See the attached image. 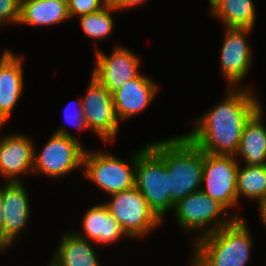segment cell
I'll return each instance as SVG.
<instances>
[{
    "instance_id": "obj_15",
    "label": "cell",
    "mask_w": 266,
    "mask_h": 266,
    "mask_svg": "<svg viewBox=\"0 0 266 266\" xmlns=\"http://www.w3.org/2000/svg\"><path fill=\"white\" fill-rule=\"evenodd\" d=\"M158 86L150 77L140 73L113 92L112 99L119 121L130 119L146 110L155 98Z\"/></svg>"
},
{
    "instance_id": "obj_24",
    "label": "cell",
    "mask_w": 266,
    "mask_h": 266,
    "mask_svg": "<svg viewBox=\"0 0 266 266\" xmlns=\"http://www.w3.org/2000/svg\"><path fill=\"white\" fill-rule=\"evenodd\" d=\"M108 4L107 0H67L68 13L71 18L97 12Z\"/></svg>"
},
{
    "instance_id": "obj_9",
    "label": "cell",
    "mask_w": 266,
    "mask_h": 266,
    "mask_svg": "<svg viewBox=\"0 0 266 266\" xmlns=\"http://www.w3.org/2000/svg\"><path fill=\"white\" fill-rule=\"evenodd\" d=\"M239 161L234 155L204 152L201 191L226 210L237 206L236 182Z\"/></svg>"
},
{
    "instance_id": "obj_18",
    "label": "cell",
    "mask_w": 266,
    "mask_h": 266,
    "mask_svg": "<svg viewBox=\"0 0 266 266\" xmlns=\"http://www.w3.org/2000/svg\"><path fill=\"white\" fill-rule=\"evenodd\" d=\"M82 222L84 233L80 231L75 233L90 242L92 240L98 244L109 245L127 236L104 203L95 204L87 210Z\"/></svg>"
},
{
    "instance_id": "obj_22",
    "label": "cell",
    "mask_w": 266,
    "mask_h": 266,
    "mask_svg": "<svg viewBox=\"0 0 266 266\" xmlns=\"http://www.w3.org/2000/svg\"><path fill=\"white\" fill-rule=\"evenodd\" d=\"M237 205L240 196L254 199L258 204L266 198V165L240 166L236 182Z\"/></svg>"
},
{
    "instance_id": "obj_17",
    "label": "cell",
    "mask_w": 266,
    "mask_h": 266,
    "mask_svg": "<svg viewBox=\"0 0 266 266\" xmlns=\"http://www.w3.org/2000/svg\"><path fill=\"white\" fill-rule=\"evenodd\" d=\"M263 107L260 106L246 121L238 151L235 155L244 159L245 165H266V126L263 120Z\"/></svg>"
},
{
    "instance_id": "obj_8",
    "label": "cell",
    "mask_w": 266,
    "mask_h": 266,
    "mask_svg": "<svg viewBox=\"0 0 266 266\" xmlns=\"http://www.w3.org/2000/svg\"><path fill=\"white\" fill-rule=\"evenodd\" d=\"M109 196L104 204L129 238H144L163 222L136 187Z\"/></svg>"
},
{
    "instance_id": "obj_29",
    "label": "cell",
    "mask_w": 266,
    "mask_h": 266,
    "mask_svg": "<svg viewBox=\"0 0 266 266\" xmlns=\"http://www.w3.org/2000/svg\"><path fill=\"white\" fill-rule=\"evenodd\" d=\"M261 222L266 226V198L259 203Z\"/></svg>"
},
{
    "instance_id": "obj_19",
    "label": "cell",
    "mask_w": 266,
    "mask_h": 266,
    "mask_svg": "<svg viewBox=\"0 0 266 266\" xmlns=\"http://www.w3.org/2000/svg\"><path fill=\"white\" fill-rule=\"evenodd\" d=\"M65 20H71L67 0L20 1V25L49 26Z\"/></svg>"
},
{
    "instance_id": "obj_23",
    "label": "cell",
    "mask_w": 266,
    "mask_h": 266,
    "mask_svg": "<svg viewBox=\"0 0 266 266\" xmlns=\"http://www.w3.org/2000/svg\"><path fill=\"white\" fill-rule=\"evenodd\" d=\"M119 11L113 6L107 4L103 9L81 15V27L89 38L96 40H104L111 35L114 29V18L112 12Z\"/></svg>"
},
{
    "instance_id": "obj_12",
    "label": "cell",
    "mask_w": 266,
    "mask_h": 266,
    "mask_svg": "<svg viewBox=\"0 0 266 266\" xmlns=\"http://www.w3.org/2000/svg\"><path fill=\"white\" fill-rule=\"evenodd\" d=\"M251 31L252 29L225 27L220 65L228 87L239 86L240 80L242 81L250 71L253 55L247 42V34Z\"/></svg>"
},
{
    "instance_id": "obj_4",
    "label": "cell",
    "mask_w": 266,
    "mask_h": 266,
    "mask_svg": "<svg viewBox=\"0 0 266 266\" xmlns=\"http://www.w3.org/2000/svg\"><path fill=\"white\" fill-rule=\"evenodd\" d=\"M135 187L161 221L168 211L173 210L175 202L170 196L166 166L148 144L140 149L136 159Z\"/></svg>"
},
{
    "instance_id": "obj_6",
    "label": "cell",
    "mask_w": 266,
    "mask_h": 266,
    "mask_svg": "<svg viewBox=\"0 0 266 266\" xmlns=\"http://www.w3.org/2000/svg\"><path fill=\"white\" fill-rule=\"evenodd\" d=\"M84 147L80 141L61 127L50 136L42 150L34 152L33 173L57 178L83 168Z\"/></svg>"
},
{
    "instance_id": "obj_28",
    "label": "cell",
    "mask_w": 266,
    "mask_h": 266,
    "mask_svg": "<svg viewBox=\"0 0 266 266\" xmlns=\"http://www.w3.org/2000/svg\"><path fill=\"white\" fill-rule=\"evenodd\" d=\"M2 203V187L0 186V251H4V217Z\"/></svg>"
},
{
    "instance_id": "obj_13",
    "label": "cell",
    "mask_w": 266,
    "mask_h": 266,
    "mask_svg": "<svg viewBox=\"0 0 266 266\" xmlns=\"http://www.w3.org/2000/svg\"><path fill=\"white\" fill-rule=\"evenodd\" d=\"M26 136L15 133L0 137V176L6 182H21V174L33 172L36 149Z\"/></svg>"
},
{
    "instance_id": "obj_10",
    "label": "cell",
    "mask_w": 266,
    "mask_h": 266,
    "mask_svg": "<svg viewBox=\"0 0 266 266\" xmlns=\"http://www.w3.org/2000/svg\"><path fill=\"white\" fill-rule=\"evenodd\" d=\"M84 122L103 142L114 141L119 131L112 94L91 76L87 92L81 99Z\"/></svg>"
},
{
    "instance_id": "obj_2",
    "label": "cell",
    "mask_w": 266,
    "mask_h": 266,
    "mask_svg": "<svg viewBox=\"0 0 266 266\" xmlns=\"http://www.w3.org/2000/svg\"><path fill=\"white\" fill-rule=\"evenodd\" d=\"M148 146L164 161L170 196L175 203L201 189L204 151L184 134L154 141Z\"/></svg>"
},
{
    "instance_id": "obj_26",
    "label": "cell",
    "mask_w": 266,
    "mask_h": 266,
    "mask_svg": "<svg viewBox=\"0 0 266 266\" xmlns=\"http://www.w3.org/2000/svg\"><path fill=\"white\" fill-rule=\"evenodd\" d=\"M75 102L76 106H75V112L73 114H71L69 111H67L69 109V107ZM74 102H69L68 105L65 108V120L67 121V123L74 125L77 129L79 130H83V129H87L86 124L84 122V117H83V109H82V102L81 99L80 101H74ZM74 104V105H75ZM72 107V106H71ZM77 107V108H76ZM74 110V109H73ZM69 112V113H68Z\"/></svg>"
},
{
    "instance_id": "obj_30",
    "label": "cell",
    "mask_w": 266,
    "mask_h": 266,
    "mask_svg": "<svg viewBox=\"0 0 266 266\" xmlns=\"http://www.w3.org/2000/svg\"><path fill=\"white\" fill-rule=\"evenodd\" d=\"M6 119L0 114V130L5 125Z\"/></svg>"
},
{
    "instance_id": "obj_11",
    "label": "cell",
    "mask_w": 266,
    "mask_h": 266,
    "mask_svg": "<svg viewBox=\"0 0 266 266\" xmlns=\"http://www.w3.org/2000/svg\"><path fill=\"white\" fill-rule=\"evenodd\" d=\"M115 47L109 55L101 50L96 51L91 74L111 94L140 74L139 57L125 46Z\"/></svg>"
},
{
    "instance_id": "obj_3",
    "label": "cell",
    "mask_w": 266,
    "mask_h": 266,
    "mask_svg": "<svg viewBox=\"0 0 266 266\" xmlns=\"http://www.w3.org/2000/svg\"><path fill=\"white\" fill-rule=\"evenodd\" d=\"M250 232L247 222L240 218L211 234L196 237L191 263L195 266H246L253 246Z\"/></svg>"
},
{
    "instance_id": "obj_5",
    "label": "cell",
    "mask_w": 266,
    "mask_h": 266,
    "mask_svg": "<svg viewBox=\"0 0 266 266\" xmlns=\"http://www.w3.org/2000/svg\"><path fill=\"white\" fill-rule=\"evenodd\" d=\"M140 150L134 153L131 164L112 153L86 150L83 157V174L97 187L109 195L135 187L136 159Z\"/></svg>"
},
{
    "instance_id": "obj_21",
    "label": "cell",
    "mask_w": 266,
    "mask_h": 266,
    "mask_svg": "<svg viewBox=\"0 0 266 266\" xmlns=\"http://www.w3.org/2000/svg\"><path fill=\"white\" fill-rule=\"evenodd\" d=\"M210 13L226 28L253 29L256 9L253 0H208Z\"/></svg>"
},
{
    "instance_id": "obj_7",
    "label": "cell",
    "mask_w": 266,
    "mask_h": 266,
    "mask_svg": "<svg viewBox=\"0 0 266 266\" xmlns=\"http://www.w3.org/2000/svg\"><path fill=\"white\" fill-rule=\"evenodd\" d=\"M173 210L172 213L174 212L177 224L183 228L182 230L199 232L203 229L200 237L229 225L234 219H240L238 214L227 216V210L201 190L177 201Z\"/></svg>"
},
{
    "instance_id": "obj_14",
    "label": "cell",
    "mask_w": 266,
    "mask_h": 266,
    "mask_svg": "<svg viewBox=\"0 0 266 266\" xmlns=\"http://www.w3.org/2000/svg\"><path fill=\"white\" fill-rule=\"evenodd\" d=\"M4 217V251L27 226L30 216L28 193L21 182H5L2 186Z\"/></svg>"
},
{
    "instance_id": "obj_20",
    "label": "cell",
    "mask_w": 266,
    "mask_h": 266,
    "mask_svg": "<svg viewBox=\"0 0 266 266\" xmlns=\"http://www.w3.org/2000/svg\"><path fill=\"white\" fill-rule=\"evenodd\" d=\"M52 261L57 266H102L92 241L78 236L74 231L63 234Z\"/></svg>"
},
{
    "instance_id": "obj_27",
    "label": "cell",
    "mask_w": 266,
    "mask_h": 266,
    "mask_svg": "<svg viewBox=\"0 0 266 266\" xmlns=\"http://www.w3.org/2000/svg\"><path fill=\"white\" fill-rule=\"evenodd\" d=\"M146 0H107L108 4L116 8L117 10H123L126 8H134L144 3Z\"/></svg>"
},
{
    "instance_id": "obj_1",
    "label": "cell",
    "mask_w": 266,
    "mask_h": 266,
    "mask_svg": "<svg viewBox=\"0 0 266 266\" xmlns=\"http://www.w3.org/2000/svg\"><path fill=\"white\" fill-rule=\"evenodd\" d=\"M226 89L225 99L198 118L196 127L184 135L204 152L235 156L246 121L262 104L251 88Z\"/></svg>"
},
{
    "instance_id": "obj_16",
    "label": "cell",
    "mask_w": 266,
    "mask_h": 266,
    "mask_svg": "<svg viewBox=\"0 0 266 266\" xmlns=\"http://www.w3.org/2000/svg\"><path fill=\"white\" fill-rule=\"evenodd\" d=\"M23 58L6 49L0 54V114L8 120L24 88Z\"/></svg>"
},
{
    "instance_id": "obj_25",
    "label": "cell",
    "mask_w": 266,
    "mask_h": 266,
    "mask_svg": "<svg viewBox=\"0 0 266 266\" xmlns=\"http://www.w3.org/2000/svg\"><path fill=\"white\" fill-rule=\"evenodd\" d=\"M20 19V0H0V26L10 22L18 24Z\"/></svg>"
},
{
    "instance_id": "obj_31",
    "label": "cell",
    "mask_w": 266,
    "mask_h": 266,
    "mask_svg": "<svg viewBox=\"0 0 266 266\" xmlns=\"http://www.w3.org/2000/svg\"><path fill=\"white\" fill-rule=\"evenodd\" d=\"M48 266H57V265L51 261V262L48 264Z\"/></svg>"
}]
</instances>
